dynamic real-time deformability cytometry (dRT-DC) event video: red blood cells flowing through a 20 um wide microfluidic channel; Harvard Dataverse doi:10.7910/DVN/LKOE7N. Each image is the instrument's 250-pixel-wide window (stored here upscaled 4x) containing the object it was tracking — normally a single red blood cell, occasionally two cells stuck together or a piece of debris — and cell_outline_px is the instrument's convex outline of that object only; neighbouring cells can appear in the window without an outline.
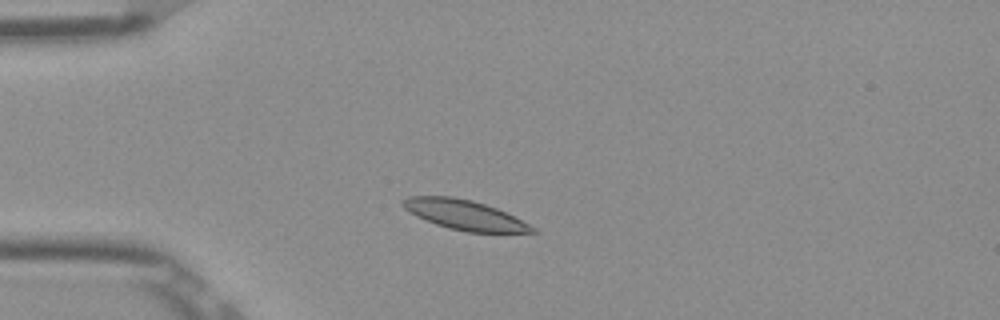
{"species": "Egyptian fruit bat (a non-hibernating species)", "species_latin": "Rousettus aegyptiacus", "temperature_condition": "room temperature", "stored_images_in_passage": 47, "camera_frame_rate_fps": 3000, "um_per_image_px": 0.085, "frame": {"image": 1, "passage_image": 8, "time_ms": 2.333, "image_size_px": [1000, 320], "cell_outline_px": [[536, 232], [468, 232], [448, 228], [436, 224], [416, 216], [404, 208], [400, 204], [400, 200], [408, 196], [452, 196], [472, 200], [496, 208], [536, 228]], "centroid_in_image_um": [39.41, 18.25], "position_along_channel_um": 45.6, "area_um2": 22.2}}
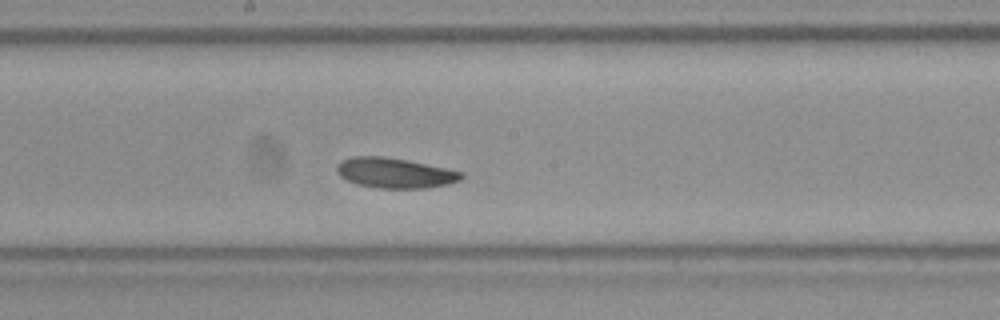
{"frame": {"image": 2, "passage_image": 23, "time_ms": 7.333, "image_size_px": [1000, 320], "cell_outline_px": [[464, 176], [460, 180], [448, 184], [428, 188], [380, 188], [356, 184], [340, 176], [336, 172], [336, 164], [340, 160], [352, 156], [384, 156], [408, 160], [464, 172]], "centroid_in_image_um": [33.54, 14.69], "position_along_channel_um": 214.7, "area_um2": 22.08}}
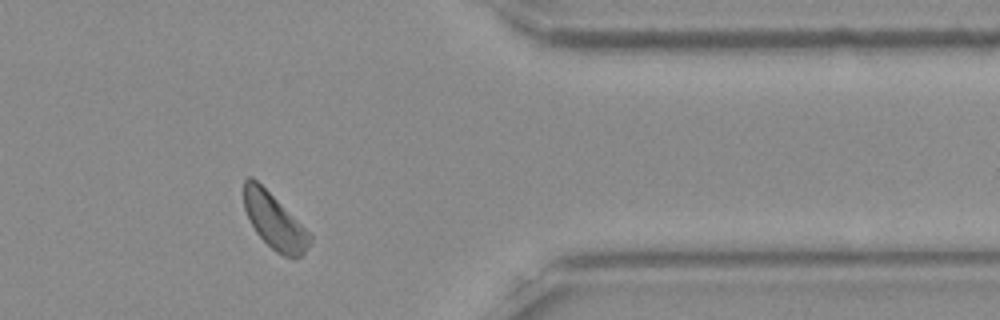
{"frame": {"image": 3, "passage_image": 38, "time_ms": 12.333, "image_size_px": [1000, 320], "cell_outline_px": [[312, 240], [304, 252], [300, 256], [284, 256], [276, 252], [256, 232], [244, 208], [244, 180], [248, 176], [252, 176], [312, 236]], "centroid_in_image_um": [23.29, 18.8], "position_along_channel_um": 388.1, "area_um2": 20.35}, "authors_computed_cell_mechanics": {"area_um2": 22.0218, "velocity_mm_per_s": 3.8095, "shape_relaxation_time_tau1_ms": 10.5687, "shape_relaxation_time_tau2_ms": 6.186, "deformation_change_tau1": 0.1524, "deformation_change_tau2": 0.1327}}